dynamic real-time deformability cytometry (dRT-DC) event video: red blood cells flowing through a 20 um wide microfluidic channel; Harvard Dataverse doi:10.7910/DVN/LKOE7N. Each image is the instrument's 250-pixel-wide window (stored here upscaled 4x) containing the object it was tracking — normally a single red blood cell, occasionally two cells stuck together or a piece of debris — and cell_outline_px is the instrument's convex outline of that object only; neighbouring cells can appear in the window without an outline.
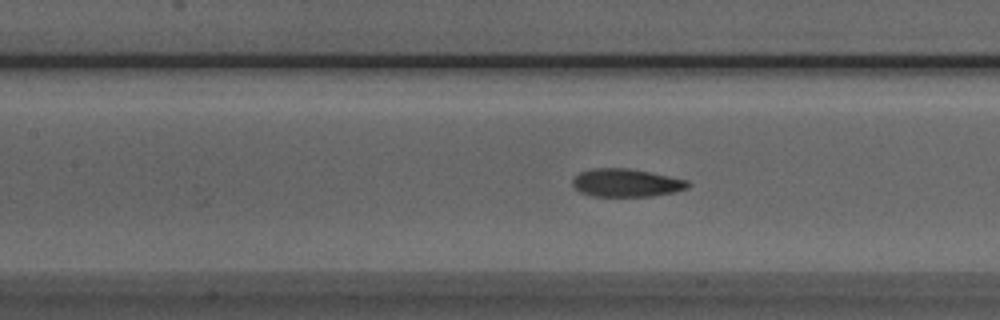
{"species": "Egyptian fruit bat (a non-hibernating species)", "species_latin": "Rousettus aegyptiacus", "temperature_condition": "room temperature", "stored_images_in_passage": 31, "segment_of_instrument_passage": [1, 2], "camera_frame_rate_fps": 3000, "um_per_image_px": 0.085, "animal": {"sex": "male"}, "frame": {"image": 1, "passage_image": 22, "time_ms": 7.0, "image_size_px": [1000, 320], "cell_outline_px": [[692, 184], [688, 188], [676, 192], [652, 196], [592, 196], [580, 192], [572, 184], [572, 180], [580, 172], [592, 168], [628, 168], [688, 180]], "centroid_in_image_um": [53.25, 15.54], "position_along_channel_um": 154.1, "area_um2": 18.84}}
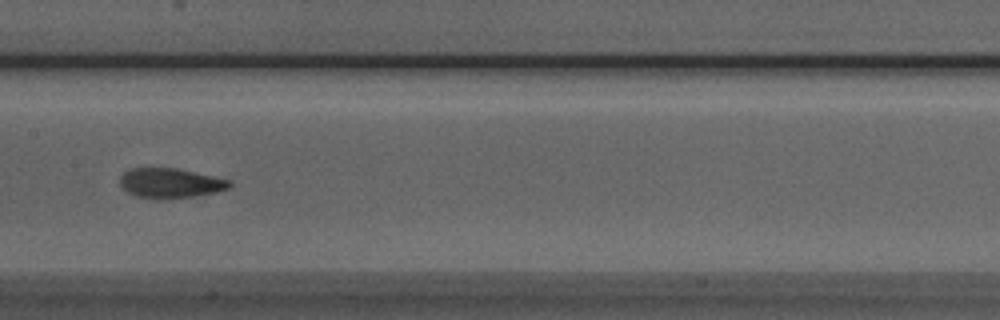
{"frame": {"image": 2, "passage_image": 25, "time_ms": 8.0, "image_size_px": [1000, 320], "cell_outline_px": [[232, 184], [228, 188], [216, 192], [192, 196], [156, 200], [136, 196], [128, 192], [120, 184], [120, 176], [124, 172], [132, 168], [176, 168], [232, 180]], "centroid_in_image_um": [14.47, 15.57], "position_along_channel_um": 192.9, "area_um2": 19.02}}
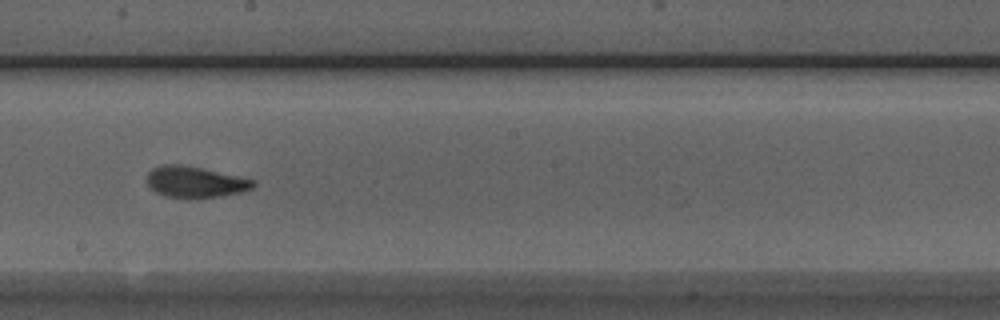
{"frame": {"image": 3, "passage_image": 28, "time_ms": 9.0, "image_size_px": [1000, 320], "cell_outline_px": [[256, 184], [252, 188], [240, 192], [220, 196], [164, 196], [156, 192], [148, 184], [148, 172], [152, 168], [160, 164], [180, 164], [200, 168], [256, 180]], "centroid_in_image_um": [16.58, 15.43], "position_along_channel_um": 231.6, "area_um2": 18.67}}